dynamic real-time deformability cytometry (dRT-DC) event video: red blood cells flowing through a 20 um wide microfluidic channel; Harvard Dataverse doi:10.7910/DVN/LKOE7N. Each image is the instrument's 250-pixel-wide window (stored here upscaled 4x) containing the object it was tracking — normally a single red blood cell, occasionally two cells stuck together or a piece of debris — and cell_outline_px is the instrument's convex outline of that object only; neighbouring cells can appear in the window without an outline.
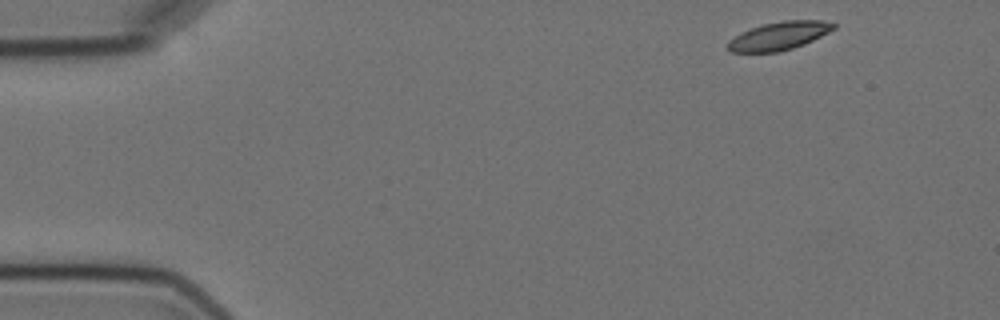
{"species": "Egyptian fruit bat (a non-hibernating species)", "species_latin": "Rousettus aegyptiacus", "temperature_condition": "cold", "stored_images_in_passage": 4, "camera_frame_rate_fps": 3000, "um_per_image_px": 0.085, "animal": {"sex": "female"}, "frame": {"image": 1, "passage_image": 1, "time_ms": 0.0, "image_size_px": [1000, 320], "cell_outline_px": [[836, 28], [804, 44], [780, 52], [732, 52], [728, 48], [728, 40], [752, 28], [764, 24], [784, 20], [824, 20], [836, 24]], "centroid_in_image_um": [66.25, 3.05], "position_along_channel_um": 18.7, "area_um2": 17.11}}
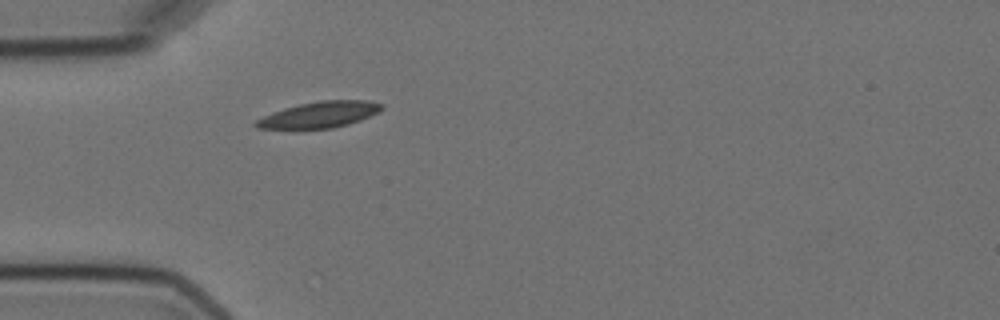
{"frame": {"image": 2, "passage_image": 4, "time_ms": 3.667, "image_size_px": [1000, 320], "cell_outline_px": [[384, 108], [380, 112], [360, 120], [348, 124], [332, 128], [256, 128], [252, 124], [256, 120], [272, 112], [284, 108], [300, 104], [320, 100], [368, 100], [384, 104]], "centroid_in_image_um": [27.2, 9.73], "position_along_channel_um": 57.8, "area_um2": 19.07}}